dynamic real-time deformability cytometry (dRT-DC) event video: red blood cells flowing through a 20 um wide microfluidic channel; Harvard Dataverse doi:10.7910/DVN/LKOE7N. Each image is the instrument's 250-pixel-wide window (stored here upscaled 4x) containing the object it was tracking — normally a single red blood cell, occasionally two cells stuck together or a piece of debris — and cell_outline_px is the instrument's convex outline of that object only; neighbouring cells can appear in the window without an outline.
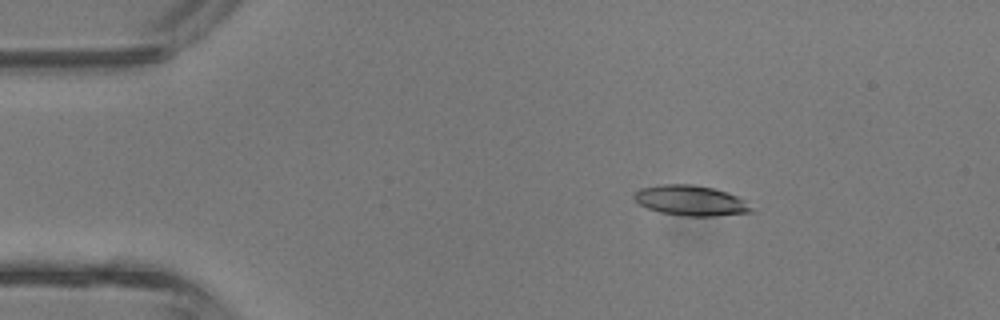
{"species": "common noctule bat (a hibernating species)", "species_latin": "Nyctalus noctula", "temperature_condition": "room temperature", "stored_images_in_passage": 40, "camera_frame_rate_fps": 3000, "um_per_image_px": 0.085, "animal": {"sex": "male", "body_mass_g": 13.3}, "frame": {"image": 1, "passage_image": 6, "time_ms": 1.667, "image_size_px": [1000, 320], "cell_outline_px": [[752, 212], [712, 216], [684, 216], [660, 212], [648, 208], [640, 204], [632, 196], [640, 188], [660, 184], [692, 184], [712, 188], [728, 192], [744, 200], [752, 208]], "centroid_in_image_um": [58.69, 17.04], "position_along_channel_um": 26.3, "area_um2": 20.52}}
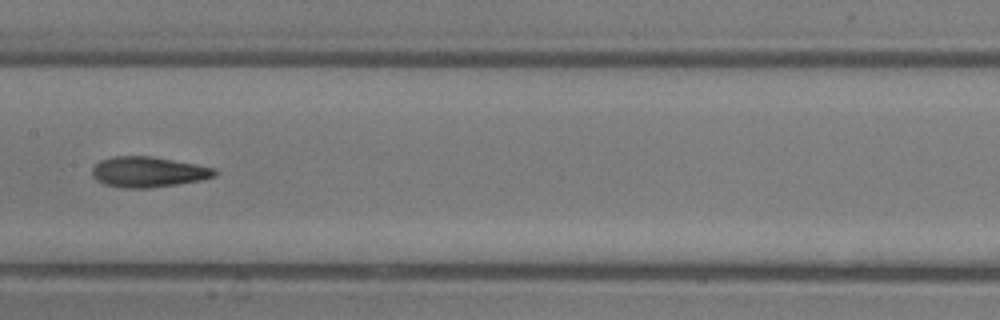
{"frame": {"image": 2, "passage_image": 20, "time_ms": 6.333, "image_size_px": [1000, 320], "cell_outline_px": [[216, 176], [204, 180], [148, 188], [124, 188], [104, 184], [96, 180], [92, 176], [92, 168], [100, 160], [112, 156], [152, 156], [196, 164], [216, 168]], "centroid_in_image_um": [12.6, 14.61], "position_along_channel_um": 194.8, "area_um2": 21.91}}
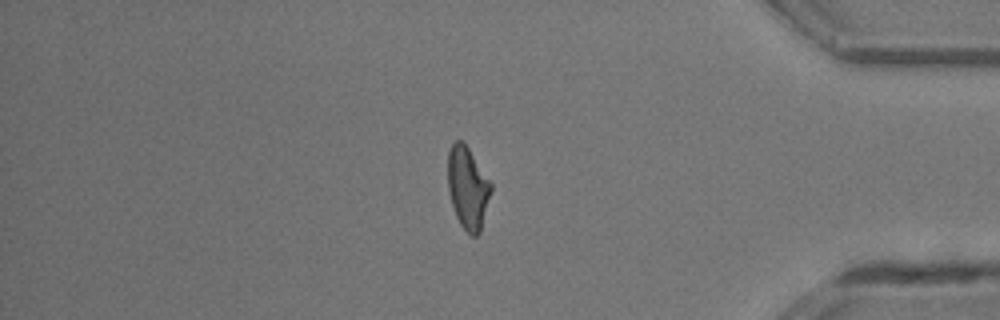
{"frame": {"image": 3, "passage_image": 34, "time_ms": 11.0, "image_size_px": [1000, 320], "cell_outline_px": [[492, 192], [480, 232], [476, 236], [472, 236], [460, 224], [456, 216], [452, 204], [448, 188], [448, 152], [452, 144], [456, 140], [460, 140], [468, 148], [492, 184]], "centroid_in_image_um": [39.77, 15.98], "position_along_channel_um": 395.4, "area_um2": 20.46}}